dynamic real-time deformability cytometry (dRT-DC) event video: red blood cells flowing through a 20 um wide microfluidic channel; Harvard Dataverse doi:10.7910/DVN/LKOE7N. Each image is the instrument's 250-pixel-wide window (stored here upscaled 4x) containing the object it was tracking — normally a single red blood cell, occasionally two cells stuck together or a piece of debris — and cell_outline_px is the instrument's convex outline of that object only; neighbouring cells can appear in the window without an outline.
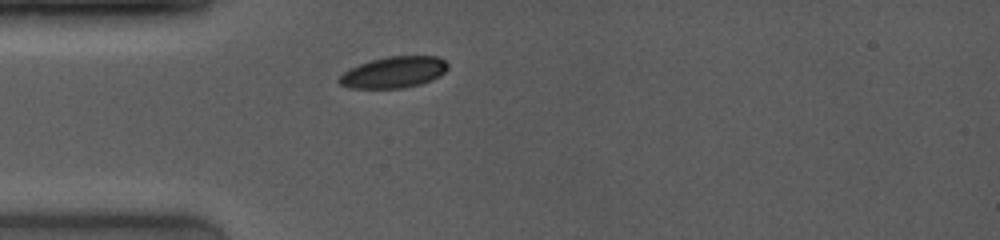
{"species": "common noctule bat (a hibernating species)", "species_latin": "Nyctalus noctula", "temperature_condition": "room temperature", "stored_images_in_passage": 26, "camera_frame_rate_fps": 4000, "um_per_image_px": 0.085, "animal": {"sex": "female", "body_mass_g": 19.0, "forearm_length_mm": 53.3}, "frame": {"image": 1, "passage_image": 1, "time_ms": 0.0, "image_size_px": [1000, 240], "cell_outline_px": [[448, 68], [440, 76], [432, 80], [420, 84], [404, 88], [348, 88], [340, 84], [336, 80], [344, 72], [360, 64], [372, 60], [388, 56], [436, 56], [444, 60], [448, 64]], "centroid_in_image_um": [33.48, 6.15], "position_along_channel_um": 51.5, "area_um2": 19.77}}
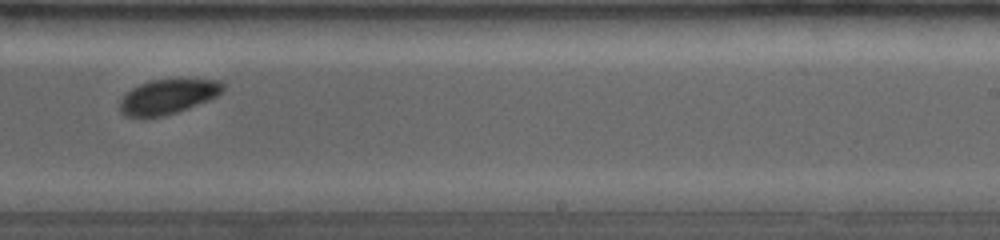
{"frame": {"image": 2, "passage_image": 16, "time_ms": 5.75, "image_size_px": [1000, 240], "cell_outline_px": [[224, 88], [216, 96], [208, 100], [188, 108], [164, 116], [124, 116], [120, 112], [120, 100], [132, 88], [148, 80], [180, 76], [220, 80], [224, 84]], "centroid_in_image_um": [14.31, 8.14], "position_along_channel_um": 274.7, "area_um2": 21.44}}
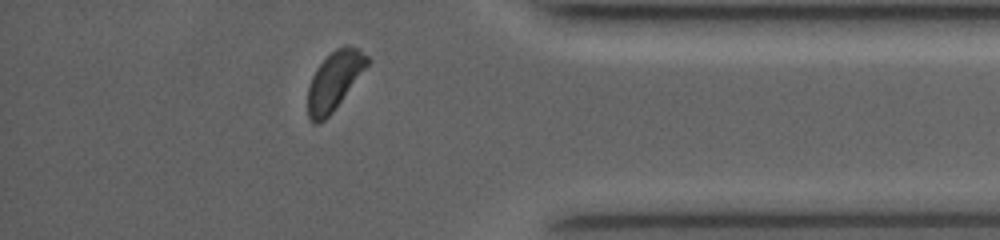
{"frame": {"image": 3, "passage_image": 24, "time_ms": 9.25, "image_size_px": [1000, 240], "cell_outline_px": [[372, 60], [332, 112], [324, 120], [316, 124], [308, 116], [308, 88], [312, 76], [316, 68], [336, 48], [344, 44], [348, 44], [356, 48], [368, 56]], "centroid_in_image_um": [28.43, 6.83], "position_along_channel_um": 406.8, "area_um2": 19.94}, "authors_computed_cell_mechanics": {"area_um2": 20.7791, "velocity_mm_per_s": 4.0455, "shape_relaxation_time_tau1_ms": 0.8276, "shape_relaxation_time_tau2_ms": null, "deformation_change_tau1": 0.0684, "deformation_change_tau2": null}}